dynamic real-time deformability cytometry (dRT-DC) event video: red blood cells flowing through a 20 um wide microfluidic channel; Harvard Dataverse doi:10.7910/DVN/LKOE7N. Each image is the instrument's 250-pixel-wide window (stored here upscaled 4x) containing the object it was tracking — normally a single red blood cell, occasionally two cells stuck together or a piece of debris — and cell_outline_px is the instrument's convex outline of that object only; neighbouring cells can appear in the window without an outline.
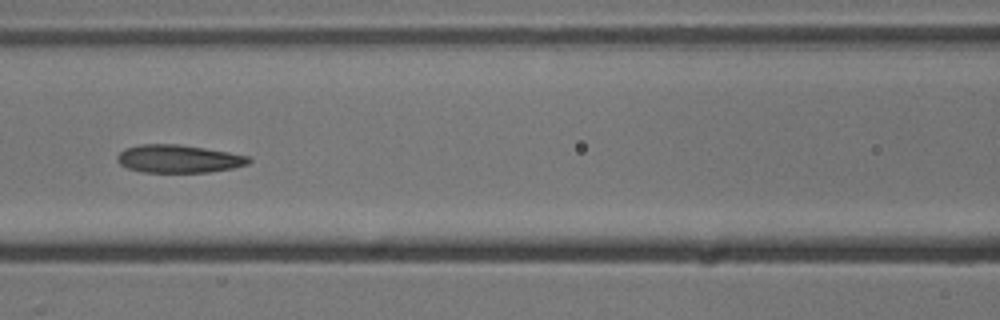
{"species": "common noctule bat (a hibernating species)", "species_latin": "Nyctalus noctula", "temperature_condition": "cold", "stored_images_in_passage": 9, "camera_frame_rate_fps": 3000, "um_per_image_px": 0.085, "animal": {"sex": "male", "body_mass_g": 13.3}, "frame": {"image": 1, "passage_image": 6, "time_ms": 5.667, "image_size_px": [1000, 320], "cell_outline_px": [[252, 160], [248, 164], [232, 168], [208, 172], [144, 172], [128, 168], [120, 164], [116, 160], [116, 156], [124, 148], [140, 144], [180, 144], [228, 152], [248, 156]], "centroid_in_image_um": [15.15, 13.49], "position_along_channel_um": 151.4, "area_um2": 21.39}}
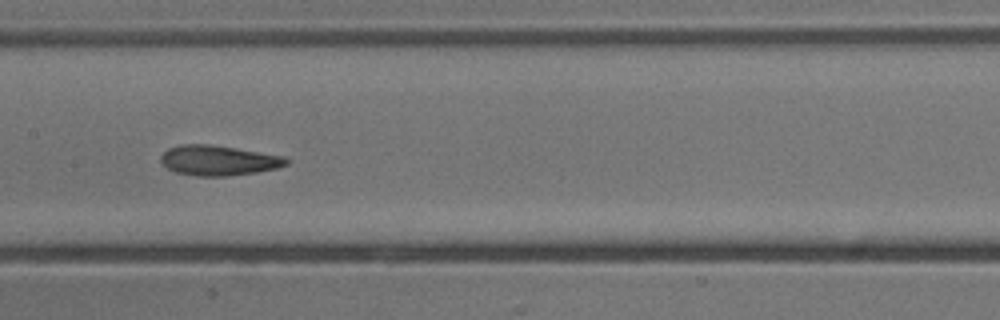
{"frame": {"image": 2, "passage_image": 7, "time_ms": 6.667, "image_size_px": [1000, 320], "cell_outline_px": [[288, 164], [276, 168], [256, 172], [228, 176], [196, 176], [176, 172], [168, 168], [160, 160], [160, 156], [168, 148], [180, 144], [208, 144], [236, 148], [284, 156], [288, 160]], "centroid_in_image_um": [18.55, 13.63], "position_along_channel_um": 188.8, "area_um2": 21.91}}